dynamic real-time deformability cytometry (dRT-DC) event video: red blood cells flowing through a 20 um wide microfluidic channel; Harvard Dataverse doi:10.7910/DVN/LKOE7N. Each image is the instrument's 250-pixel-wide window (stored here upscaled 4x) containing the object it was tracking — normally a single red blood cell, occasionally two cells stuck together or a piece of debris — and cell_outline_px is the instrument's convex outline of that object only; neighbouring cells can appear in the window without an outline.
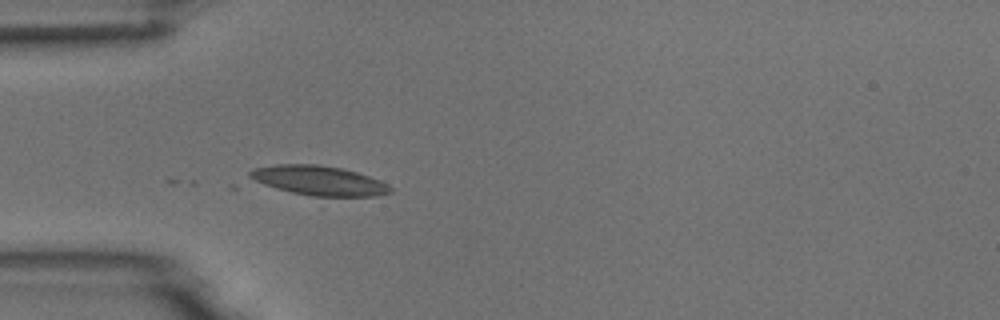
{"species": "common noctule bat (a hibernating species)", "species_latin": "Nyctalus noctula", "temperature_condition": "room temperature", "stored_images_in_passage": 6, "camera_frame_rate_fps": 3000, "um_per_image_px": 0.085, "animal": {"sex": "male", "body_mass_g": 18.8}, "frame": {"image": 1, "passage_image": 1, "time_ms": 0.0, "image_size_px": [1000, 320], "cell_outline_px": [[392, 192], [376, 196], [312, 196], [292, 192], [276, 188], [264, 184], [248, 176], [248, 172], [252, 168], [276, 164], [320, 164], [344, 168], [380, 180], [388, 184], [392, 188]], "centroid_in_image_um": [27.12, 15.33], "position_along_channel_um": 57.9, "area_um2": 24.22}}